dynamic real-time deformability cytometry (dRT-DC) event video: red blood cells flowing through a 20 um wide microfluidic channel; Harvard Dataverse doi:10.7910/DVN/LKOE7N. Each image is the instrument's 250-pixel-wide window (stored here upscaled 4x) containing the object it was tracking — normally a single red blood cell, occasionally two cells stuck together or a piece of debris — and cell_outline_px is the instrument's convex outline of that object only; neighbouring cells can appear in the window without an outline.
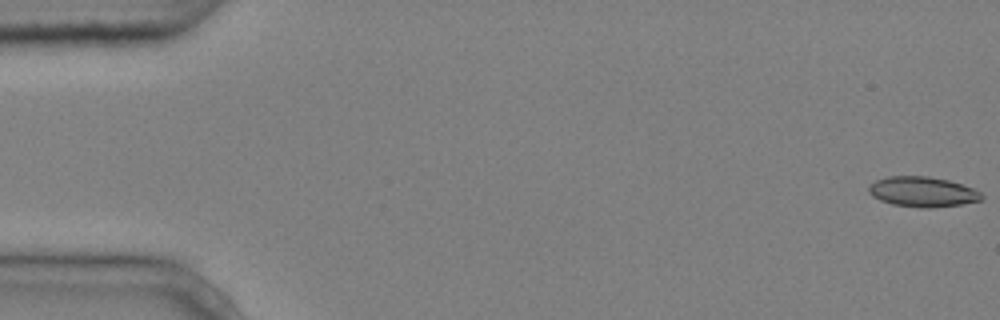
{"species": "common noctule bat (a hibernating species)", "species_latin": "Nyctalus noctula", "temperature_condition": "cold", "stored_images_in_passage": 4, "camera_frame_rate_fps": 3000, "um_per_image_px": 0.085, "animal": {"sex": "male", "body_mass_g": 20.4}, "frame": {"image": 1, "passage_image": 1, "time_ms": 0.0, "image_size_px": [1000, 320], "cell_outline_px": [[984, 200], [960, 204], [932, 208], [920, 208], [892, 204], [880, 200], [872, 196], [868, 192], [868, 188], [876, 180], [888, 176], [928, 176], [948, 180], [972, 188], [980, 192], [984, 196]], "centroid_in_image_um": [78.42, 16.31], "position_along_channel_um": 6.6, "area_um2": 19.83}}